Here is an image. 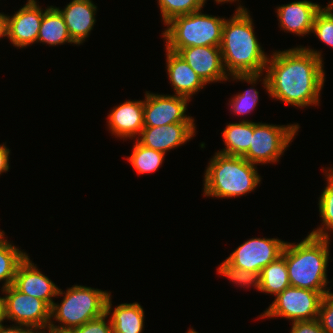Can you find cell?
<instances>
[{
  "mask_svg": "<svg viewBox=\"0 0 333 333\" xmlns=\"http://www.w3.org/2000/svg\"><path fill=\"white\" fill-rule=\"evenodd\" d=\"M108 314H104L99 318L88 321L80 327L70 330L68 333H113L111 320Z\"/></svg>",
  "mask_w": 333,
  "mask_h": 333,
  "instance_id": "1f68e13d",
  "label": "cell"
},
{
  "mask_svg": "<svg viewBox=\"0 0 333 333\" xmlns=\"http://www.w3.org/2000/svg\"><path fill=\"white\" fill-rule=\"evenodd\" d=\"M165 155L162 152L143 146L136 139L132 154L127 159L138 174H150L156 172L162 166Z\"/></svg>",
  "mask_w": 333,
  "mask_h": 333,
  "instance_id": "484cf974",
  "label": "cell"
},
{
  "mask_svg": "<svg viewBox=\"0 0 333 333\" xmlns=\"http://www.w3.org/2000/svg\"><path fill=\"white\" fill-rule=\"evenodd\" d=\"M2 37L8 38V19L7 14L0 13V39Z\"/></svg>",
  "mask_w": 333,
  "mask_h": 333,
  "instance_id": "d590c367",
  "label": "cell"
},
{
  "mask_svg": "<svg viewBox=\"0 0 333 333\" xmlns=\"http://www.w3.org/2000/svg\"><path fill=\"white\" fill-rule=\"evenodd\" d=\"M186 333H199V332H197L195 329H191V328H189L188 329V331L186 332Z\"/></svg>",
  "mask_w": 333,
  "mask_h": 333,
  "instance_id": "60d3db41",
  "label": "cell"
},
{
  "mask_svg": "<svg viewBox=\"0 0 333 333\" xmlns=\"http://www.w3.org/2000/svg\"><path fill=\"white\" fill-rule=\"evenodd\" d=\"M6 326H0V333H40L37 329L27 325L12 324L8 327Z\"/></svg>",
  "mask_w": 333,
  "mask_h": 333,
  "instance_id": "836d02e7",
  "label": "cell"
},
{
  "mask_svg": "<svg viewBox=\"0 0 333 333\" xmlns=\"http://www.w3.org/2000/svg\"><path fill=\"white\" fill-rule=\"evenodd\" d=\"M311 33L333 48V10L320 9L317 12Z\"/></svg>",
  "mask_w": 333,
  "mask_h": 333,
  "instance_id": "f1b7e54d",
  "label": "cell"
},
{
  "mask_svg": "<svg viewBox=\"0 0 333 333\" xmlns=\"http://www.w3.org/2000/svg\"><path fill=\"white\" fill-rule=\"evenodd\" d=\"M161 12V18L164 23H168L171 19L187 15L192 12L202 10L205 0H157Z\"/></svg>",
  "mask_w": 333,
  "mask_h": 333,
  "instance_id": "4316f807",
  "label": "cell"
},
{
  "mask_svg": "<svg viewBox=\"0 0 333 333\" xmlns=\"http://www.w3.org/2000/svg\"><path fill=\"white\" fill-rule=\"evenodd\" d=\"M4 237L5 233L0 236V282H4L1 289L13 285L17 268L28 255Z\"/></svg>",
  "mask_w": 333,
  "mask_h": 333,
  "instance_id": "cb8c5ba5",
  "label": "cell"
},
{
  "mask_svg": "<svg viewBox=\"0 0 333 333\" xmlns=\"http://www.w3.org/2000/svg\"><path fill=\"white\" fill-rule=\"evenodd\" d=\"M166 51V70L174 95L184 96L191 100L192 96L207 85L204 80L176 52Z\"/></svg>",
  "mask_w": 333,
  "mask_h": 333,
  "instance_id": "ac0fdd59",
  "label": "cell"
},
{
  "mask_svg": "<svg viewBox=\"0 0 333 333\" xmlns=\"http://www.w3.org/2000/svg\"><path fill=\"white\" fill-rule=\"evenodd\" d=\"M322 52L310 47L297 46L274 51L268 57L265 76L230 75L229 79L255 84L260 80L274 100L299 108L317 106L325 83Z\"/></svg>",
  "mask_w": 333,
  "mask_h": 333,
  "instance_id": "6da1fadb",
  "label": "cell"
},
{
  "mask_svg": "<svg viewBox=\"0 0 333 333\" xmlns=\"http://www.w3.org/2000/svg\"><path fill=\"white\" fill-rule=\"evenodd\" d=\"M330 238L308 234L301 242H286L282 255L285 257L290 285L292 287L318 291L325 295L327 287V267Z\"/></svg>",
  "mask_w": 333,
  "mask_h": 333,
  "instance_id": "3957f363",
  "label": "cell"
},
{
  "mask_svg": "<svg viewBox=\"0 0 333 333\" xmlns=\"http://www.w3.org/2000/svg\"><path fill=\"white\" fill-rule=\"evenodd\" d=\"M196 134L194 122H180L156 127H143L137 140L148 148L166 154L184 145Z\"/></svg>",
  "mask_w": 333,
  "mask_h": 333,
  "instance_id": "4fadbf2b",
  "label": "cell"
},
{
  "mask_svg": "<svg viewBox=\"0 0 333 333\" xmlns=\"http://www.w3.org/2000/svg\"><path fill=\"white\" fill-rule=\"evenodd\" d=\"M253 28L249 10L241 4L225 20L220 50L229 76L258 75L265 71L269 56L262 50Z\"/></svg>",
  "mask_w": 333,
  "mask_h": 333,
  "instance_id": "7a4b0ae2",
  "label": "cell"
},
{
  "mask_svg": "<svg viewBox=\"0 0 333 333\" xmlns=\"http://www.w3.org/2000/svg\"><path fill=\"white\" fill-rule=\"evenodd\" d=\"M286 242L278 238H250L239 245L226 260L234 267L260 273L282 255Z\"/></svg>",
  "mask_w": 333,
  "mask_h": 333,
  "instance_id": "30bf717a",
  "label": "cell"
},
{
  "mask_svg": "<svg viewBox=\"0 0 333 333\" xmlns=\"http://www.w3.org/2000/svg\"><path fill=\"white\" fill-rule=\"evenodd\" d=\"M0 290L3 295L5 294L3 296L5 320L31 326L39 332L49 329L51 307L45 301L24 294L13 285Z\"/></svg>",
  "mask_w": 333,
  "mask_h": 333,
  "instance_id": "9c48e42d",
  "label": "cell"
},
{
  "mask_svg": "<svg viewBox=\"0 0 333 333\" xmlns=\"http://www.w3.org/2000/svg\"><path fill=\"white\" fill-rule=\"evenodd\" d=\"M225 17L202 13L201 10L177 16L166 23L164 38L168 50L178 52L182 48L220 46Z\"/></svg>",
  "mask_w": 333,
  "mask_h": 333,
  "instance_id": "8992f818",
  "label": "cell"
},
{
  "mask_svg": "<svg viewBox=\"0 0 333 333\" xmlns=\"http://www.w3.org/2000/svg\"><path fill=\"white\" fill-rule=\"evenodd\" d=\"M290 333H325L317 319L294 321Z\"/></svg>",
  "mask_w": 333,
  "mask_h": 333,
  "instance_id": "d6a6232c",
  "label": "cell"
},
{
  "mask_svg": "<svg viewBox=\"0 0 333 333\" xmlns=\"http://www.w3.org/2000/svg\"><path fill=\"white\" fill-rule=\"evenodd\" d=\"M217 272L221 276L230 279L237 286L239 285L243 288L253 286L258 291L260 290V273L236 268L226 259L220 263Z\"/></svg>",
  "mask_w": 333,
  "mask_h": 333,
  "instance_id": "83f0119b",
  "label": "cell"
},
{
  "mask_svg": "<svg viewBox=\"0 0 333 333\" xmlns=\"http://www.w3.org/2000/svg\"><path fill=\"white\" fill-rule=\"evenodd\" d=\"M111 294L106 301V314L110 315L113 333H142L145 312L138 302L121 303L112 309Z\"/></svg>",
  "mask_w": 333,
  "mask_h": 333,
  "instance_id": "ffe728a7",
  "label": "cell"
},
{
  "mask_svg": "<svg viewBox=\"0 0 333 333\" xmlns=\"http://www.w3.org/2000/svg\"><path fill=\"white\" fill-rule=\"evenodd\" d=\"M47 331H48L47 333H68V332H56V331H53V330H50V329H48ZM40 333H46V332L43 331V332H40Z\"/></svg>",
  "mask_w": 333,
  "mask_h": 333,
  "instance_id": "ab89813d",
  "label": "cell"
},
{
  "mask_svg": "<svg viewBox=\"0 0 333 333\" xmlns=\"http://www.w3.org/2000/svg\"><path fill=\"white\" fill-rule=\"evenodd\" d=\"M13 286L24 294L45 301L50 307L54 303L52 298H57L59 290L48 276L42 274L28 255L17 268Z\"/></svg>",
  "mask_w": 333,
  "mask_h": 333,
  "instance_id": "9a60e30c",
  "label": "cell"
},
{
  "mask_svg": "<svg viewBox=\"0 0 333 333\" xmlns=\"http://www.w3.org/2000/svg\"><path fill=\"white\" fill-rule=\"evenodd\" d=\"M285 257L279 256L260 272V292L277 296L285 288L290 287Z\"/></svg>",
  "mask_w": 333,
  "mask_h": 333,
  "instance_id": "603a6c76",
  "label": "cell"
},
{
  "mask_svg": "<svg viewBox=\"0 0 333 333\" xmlns=\"http://www.w3.org/2000/svg\"><path fill=\"white\" fill-rule=\"evenodd\" d=\"M257 167L243 157L215 152L204 172L203 196L233 198L254 192L261 182Z\"/></svg>",
  "mask_w": 333,
  "mask_h": 333,
  "instance_id": "277c9868",
  "label": "cell"
},
{
  "mask_svg": "<svg viewBox=\"0 0 333 333\" xmlns=\"http://www.w3.org/2000/svg\"><path fill=\"white\" fill-rule=\"evenodd\" d=\"M297 124L274 125L254 122L253 135L248 152L243 156L254 165L277 163L297 135Z\"/></svg>",
  "mask_w": 333,
  "mask_h": 333,
  "instance_id": "52a82bcc",
  "label": "cell"
},
{
  "mask_svg": "<svg viewBox=\"0 0 333 333\" xmlns=\"http://www.w3.org/2000/svg\"><path fill=\"white\" fill-rule=\"evenodd\" d=\"M259 101V92L255 88H249L242 93L234 95L229 101V107L236 115H246L255 109Z\"/></svg>",
  "mask_w": 333,
  "mask_h": 333,
  "instance_id": "f546056e",
  "label": "cell"
},
{
  "mask_svg": "<svg viewBox=\"0 0 333 333\" xmlns=\"http://www.w3.org/2000/svg\"><path fill=\"white\" fill-rule=\"evenodd\" d=\"M323 295L318 291L288 287L278 294L259 318L282 317L304 321L317 319Z\"/></svg>",
  "mask_w": 333,
  "mask_h": 333,
  "instance_id": "ba28073f",
  "label": "cell"
},
{
  "mask_svg": "<svg viewBox=\"0 0 333 333\" xmlns=\"http://www.w3.org/2000/svg\"><path fill=\"white\" fill-rule=\"evenodd\" d=\"M111 292L92 287L73 285L65 292L59 288L57 296L64 295L62 302H54L51 307L49 329L56 332H69L88 321L106 313V301ZM56 321L59 325L54 323ZM55 324V325H54Z\"/></svg>",
  "mask_w": 333,
  "mask_h": 333,
  "instance_id": "5b68a950",
  "label": "cell"
},
{
  "mask_svg": "<svg viewBox=\"0 0 333 333\" xmlns=\"http://www.w3.org/2000/svg\"><path fill=\"white\" fill-rule=\"evenodd\" d=\"M10 149L6 146V144L0 145V175L2 173L8 172L9 166V159H10Z\"/></svg>",
  "mask_w": 333,
  "mask_h": 333,
  "instance_id": "e575fe53",
  "label": "cell"
},
{
  "mask_svg": "<svg viewBox=\"0 0 333 333\" xmlns=\"http://www.w3.org/2000/svg\"><path fill=\"white\" fill-rule=\"evenodd\" d=\"M189 98L179 95L155 94L146 91L144 98V127H156L180 122H194L186 115Z\"/></svg>",
  "mask_w": 333,
  "mask_h": 333,
  "instance_id": "8fae6325",
  "label": "cell"
},
{
  "mask_svg": "<svg viewBox=\"0 0 333 333\" xmlns=\"http://www.w3.org/2000/svg\"><path fill=\"white\" fill-rule=\"evenodd\" d=\"M50 46L76 44L70 37L64 18L56 6H48L43 14L37 43Z\"/></svg>",
  "mask_w": 333,
  "mask_h": 333,
  "instance_id": "44dd1931",
  "label": "cell"
},
{
  "mask_svg": "<svg viewBox=\"0 0 333 333\" xmlns=\"http://www.w3.org/2000/svg\"><path fill=\"white\" fill-rule=\"evenodd\" d=\"M253 130L254 122L247 119L238 123L227 124L222 132L225 148L217 152L243 157L249 150Z\"/></svg>",
  "mask_w": 333,
  "mask_h": 333,
  "instance_id": "7402d4cb",
  "label": "cell"
},
{
  "mask_svg": "<svg viewBox=\"0 0 333 333\" xmlns=\"http://www.w3.org/2000/svg\"><path fill=\"white\" fill-rule=\"evenodd\" d=\"M4 320V299L0 296V326L3 325Z\"/></svg>",
  "mask_w": 333,
  "mask_h": 333,
  "instance_id": "8d00e7d4",
  "label": "cell"
},
{
  "mask_svg": "<svg viewBox=\"0 0 333 333\" xmlns=\"http://www.w3.org/2000/svg\"><path fill=\"white\" fill-rule=\"evenodd\" d=\"M206 84L229 79L220 46H197L182 48L177 52Z\"/></svg>",
  "mask_w": 333,
  "mask_h": 333,
  "instance_id": "5bb4252c",
  "label": "cell"
},
{
  "mask_svg": "<svg viewBox=\"0 0 333 333\" xmlns=\"http://www.w3.org/2000/svg\"><path fill=\"white\" fill-rule=\"evenodd\" d=\"M44 9L36 0L26 4L8 19V39L16 48H24L37 42Z\"/></svg>",
  "mask_w": 333,
  "mask_h": 333,
  "instance_id": "7c38bea8",
  "label": "cell"
},
{
  "mask_svg": "<svg viewBox=\"0 0 333 333\" xmlns=\"http://www.w3.org/2000/svg\"><path fill=\"white\" fill-rule=\"evenodd\" d=\"M110 111L107 126L112 135L123 140L140 136L144 127V100H127Z\"/></svg>",
  "mask_w": 333,
  "mask_h": 333,
  "instance_id": "2e32d148",
  "label": "cell"
},
{
  "mask_svg": "<svg viewBox=\"0 0 333 333\" xmlns=\"http://www.w3.org/2000/svg\"><path fill=\"white\" fill-rule=\"evenodd\" d=\"M276 8L280 23L279 27L284 32H291L303 37L312 32L315 16L322 6L308 0H303L279 5Z\"/></svg>",
  "mask_w": 333,
  "mask_h": 333,
  "instance_id": "e0dca14e",
  "label": "cell"
},
{
  "mask_svg": "<svg viewBox=\"0 0 333 333\" xmlns=\"http://www.w3.org/2000/svg\"><path fill=\"white\" fill-rule=\"evenodd\" d=\"M328 168L329 169L327 170L322 168L323 171H325L324 173L327 182L324 190L321 192L318 201V208L322 220V225L321 227L319 226L317 229L315 228L312 232H310V235L324 238H330V234H328V232L332 231L333 233V167Z\"/></svg>",
  "mask_w": 333,
  "mask_h": 333,
  "instance_id": "d4e9b609",
  "label": "cell"
},
{
  "mask_svg": "<svg viewBox=\"0 0 333 333\" xmlns=\"http://www.w3.org/2000/svg\"><path fill=\"white\" fill-rule=\"evenodd\" d=\"M317 320L325 333H333V293L323 295Z\"/></svg>",
  "mask_w": 333,
  "mask_h": 333,
  "instance_id": "4dcf8cb0",
  "label": "cell"
},
{
  "mask_svg": "<svg viewBox=\"0 0 333 333\" xmlns=\"http://www.w3.org/2000/svg\"><path fill=\"white\" fill-rule=\"evenodd\" d=\"M71 39L81 45L89 37L96 23L97 6L92 0H72L60 9Z\"/></svg>",
  "mask_w": 333,
  "mask_h": 333,
  "instance_id": "d6986e66",
  "label": "cell"
},
{
  "mask_svg": "<svg viewBox=\"0 0 333 333\" xmlns=\"http://www.w3.org/2000/svg\"><path fill=\"white\" fill-rule=\"evenodd\" d=\"M321 9H324V10H333V0H331L329 2V4L327 5V7H323Z\"/></svg>",
  "mask_w": 333,
  "mask_h": 333,
  "instance_id": "f35d334b",
  "label": "cell"
},
{
  "mask_svg": "<svg viewBox=\"0 0 333 333\" xmlns=\"http://www.w3.org/2000/svg\"><path fill=\"white\" fill-rule=\"evenodd\" d=\"M205 1H207V0H205ZM216 3H218V4H222V3H234V2H236V1H238L239 2V0H214Z\"/></svg>",
  "mask_w": 333,
  "mask_h": 333,
  "instance_id": "74e56055",
  "label": "cell"
}]
</instances>
